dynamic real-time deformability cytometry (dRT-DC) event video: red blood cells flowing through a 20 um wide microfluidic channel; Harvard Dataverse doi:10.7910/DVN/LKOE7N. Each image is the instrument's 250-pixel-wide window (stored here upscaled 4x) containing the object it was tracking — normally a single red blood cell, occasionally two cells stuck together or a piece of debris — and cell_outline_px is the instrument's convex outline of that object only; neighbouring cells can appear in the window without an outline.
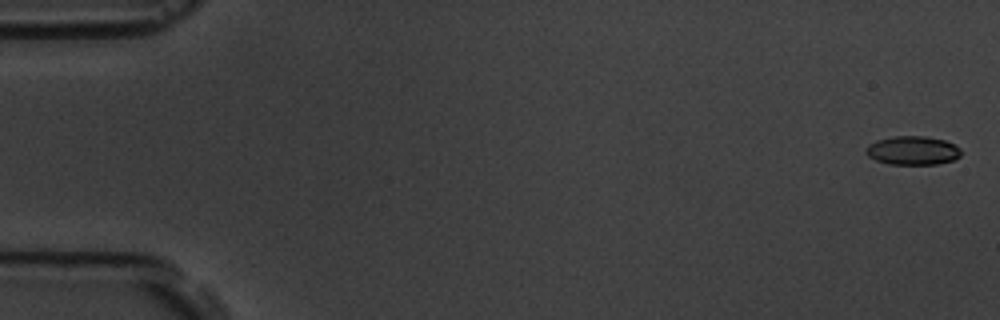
{"species": "common noctule bat (a hibernating species)", "species_latin": "Nyctalus noctula", "temperature_condition": "room temperature", "stored_images_in_passage": 7, "camera_frame_rate_fps": 3000, "um_per_image_px": 0.085, "animal": {"sex": "male", "body_mass_g": 19.5, "forearm_length_mm": 54.6}, "frame": {"image": 1, "passage_image": 1, "time_ms": 0.0, "image_size_px": [1000, 320], "cell_outline_px": [[960, 156], [952, 160], [936, 164], [888, 164], [876, 160], [868, 156], [868, 144], [876, 140], [892, 136], [924, 136], [944, 140], [960, 148]], "centroid_in_image_um": [77.57, 12.79], "position_along_channel_um": 7.4, "area_um2": 15.72}}
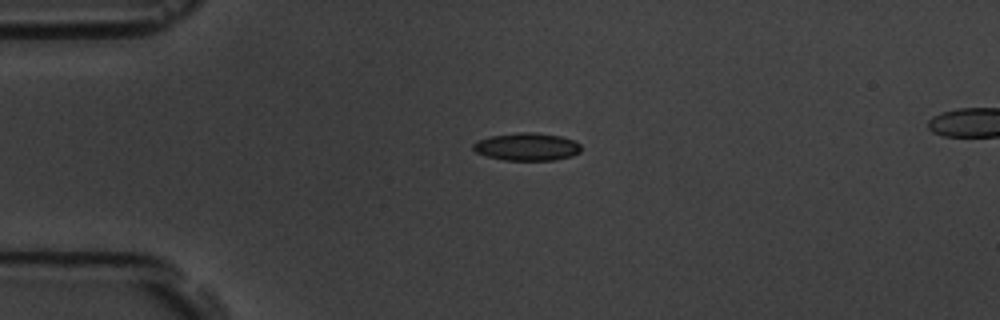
{"frame": {"image": 2, "passage_image": 5, "time_ms": 4.333, "image_size_px": [1000, 320], "cell_outline_px": [[580, 152], [572, 156], [556, 160], [504, 160], [488, 156], [476, 152], [472, 148], [472, 144], [476, 140], [492, 136], [520, 132], [532, 132], [560, 136], [572, 140], [580, 144]], "centroid_in_image_um": [44.78, 12.48], "position_along_channel_um": 40.2, "area_um2": 17.34}}
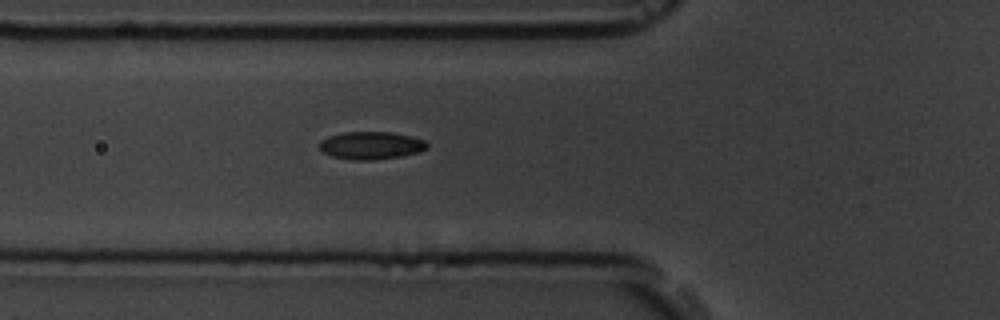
{"frame": {"image": 3, "passage_image": 7, "time_ms": 6.667, "image_size_px": [1000, 320], "cell_outline_px": [[428, 148], [420, 152], [400, 156], [372, 160], [356, 160], [332, 156], [324, 152], [320, 148], [320, 140], [328, 136], [344, 132], [392, 132], [424, 140], [428, 144]], "centroid_in_image_um": [31.55, 12.36], "position_along_channel_um": 94.3, "area_um2": 17.22}}